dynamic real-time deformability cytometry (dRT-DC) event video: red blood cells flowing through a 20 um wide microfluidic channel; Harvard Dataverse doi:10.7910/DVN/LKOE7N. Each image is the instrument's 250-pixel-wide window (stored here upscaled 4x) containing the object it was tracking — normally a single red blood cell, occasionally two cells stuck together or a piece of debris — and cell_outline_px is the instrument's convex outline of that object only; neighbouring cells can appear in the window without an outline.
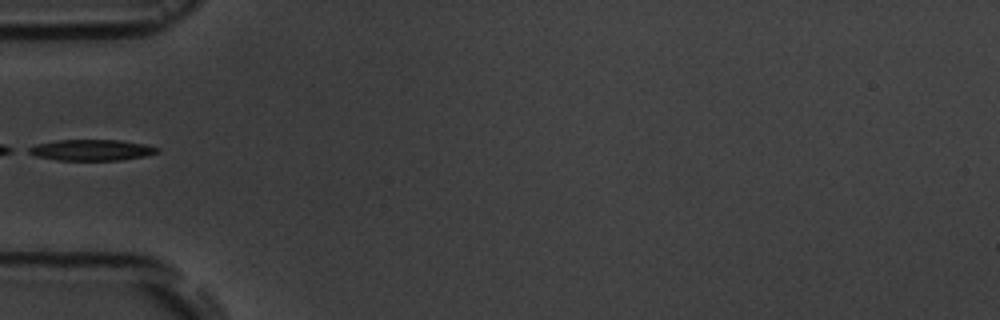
{"species": "common noctule bat (a hibernating species)", "species_latin": "Nyctalus noctula", "temperature_condition": "room temperature", "stored_images_in_passage": 5, "camera_frame_rate_fps": 3000, "um_per_image_px": 0.085, "animal": {"sex": "male", "body_mass_g": 19.5, "forearm_length_mm": 54.6}, "frame": {"image": 1, "passage_image": 5, "time_ms": 4.667, "image_size_px": [1000, 320], "cell_outline_px": [[160, 148], [156, 152], [144, 156], [120, 160], [56, 160], [36, 156], [28, 152], [28, 148], [36, 144], [56, 140], [120, 140], [144, 144]], "centroid_in_image_um": [7.74, 12.75], "position_along_channel_um": 77.3, "area_um2": 15.61}}